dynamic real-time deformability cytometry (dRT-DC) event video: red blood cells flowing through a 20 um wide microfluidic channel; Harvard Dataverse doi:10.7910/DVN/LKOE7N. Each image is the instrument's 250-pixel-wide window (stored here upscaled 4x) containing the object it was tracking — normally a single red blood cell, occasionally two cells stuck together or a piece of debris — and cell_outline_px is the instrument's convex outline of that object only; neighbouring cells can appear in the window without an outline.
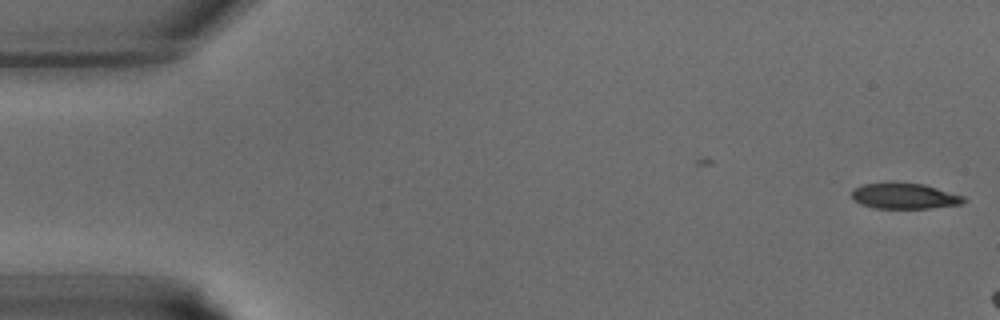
{"species": "common noctule bat (a hibernating species)", "species_latin": "Nyctalus noctula", "temperature_condition": "warm", "stored_images_in_passage": 3, "camera_frame_rate_fps": 3000, "um_per_image_px": 0.085, "animal": {"sex": "male", "body_mass_g": 15.6}, "frame": {"image": 1, "passage_image": 3, "time_ms": 0.667, "image_size_px": [1000, 320], "cell_outline_px": [[968, 200], [960, 204], [928, 208], [872, 208], [860, 204], [852, 196], [852, 188], [864, 184], [892, 180], [924, 184], [964, 196]], "centroid_in_image_um": [76.85, 16.62], "position_along_channel_um": 8.2, "area_um2": 17.22}}